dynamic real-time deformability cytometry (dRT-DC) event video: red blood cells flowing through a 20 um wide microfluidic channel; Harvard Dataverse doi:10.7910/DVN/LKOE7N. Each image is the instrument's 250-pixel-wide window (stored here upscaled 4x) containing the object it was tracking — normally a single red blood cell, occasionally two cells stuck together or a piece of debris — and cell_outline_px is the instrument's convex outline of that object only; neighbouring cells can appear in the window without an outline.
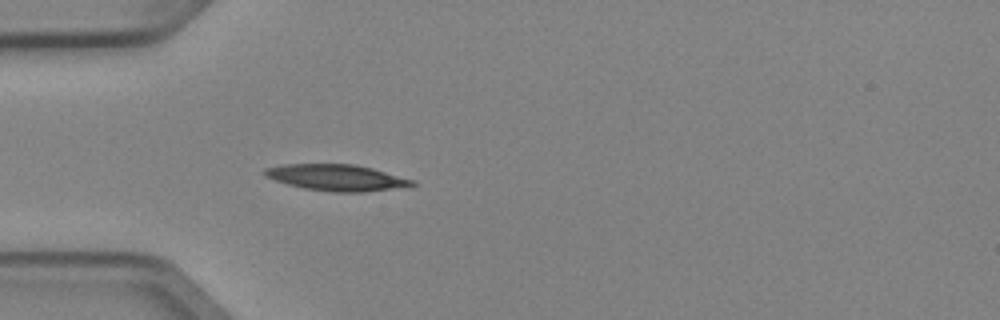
{"species": "Egyptian fruit bat (a non-hibernating species)", "species_latin": "Rousettus aegyptiacus", "temperature_condition": "cold", "stored_images_in_passage": 5, "camera_frame_rate_fps": 3000, "um_per_image_px": 0.085, "animal": {"sex": "female"}, "frame": {"image": 1, "passage_image": 5, "time_ms": 1.333, "image_size_px": [1000, 320], "cell_outline_px": [[416, 184], [364, 192], [332, 192], [304, 188], [288, 184], [264, 176], [260, 172], [264, 168], [284, 164], [356, 164], [372, 168], [416, 180]], "centroid_in_image_um": [28.56, 15.08], "position_along_channel_um": 56.4, "area_um2": 22.48}}